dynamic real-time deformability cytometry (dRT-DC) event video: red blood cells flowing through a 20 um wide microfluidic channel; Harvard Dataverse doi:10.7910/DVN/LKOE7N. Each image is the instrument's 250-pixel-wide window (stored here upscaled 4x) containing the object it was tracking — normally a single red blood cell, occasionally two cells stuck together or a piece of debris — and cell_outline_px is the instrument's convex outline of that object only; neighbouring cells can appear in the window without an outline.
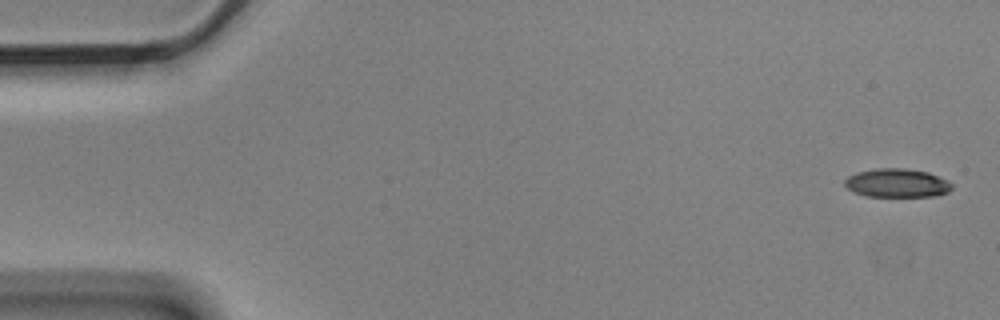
{"species": "Egyptian fruit bat (a non-hibernating species)", "species_latin": "Rousettus aegyptiacus", "temperature_condition": "cold", "stored_images_in_passage": 6, "camera_frame_rate_fps": 3000, "um_per_image_px": 0.085, "animal": {"sex": "male"}, "frame": {"image": 1, "passage_image": 1, "time_ms": 0.0, "image_size_px": [1000, 320], "cell_outline_px": [[952, 188], [948, 192], [936, 196], [868, 196], [852, 192], [844, 184], [844, 180], [848, 176], [856, 172], [876, 168], [904, 168], [928, 172], [948, 180], [952, 184]], "centroid_in_image_um": [76.24, 15.55], "position_along_channel_um": 8.8, "area_um2": 17.98}}
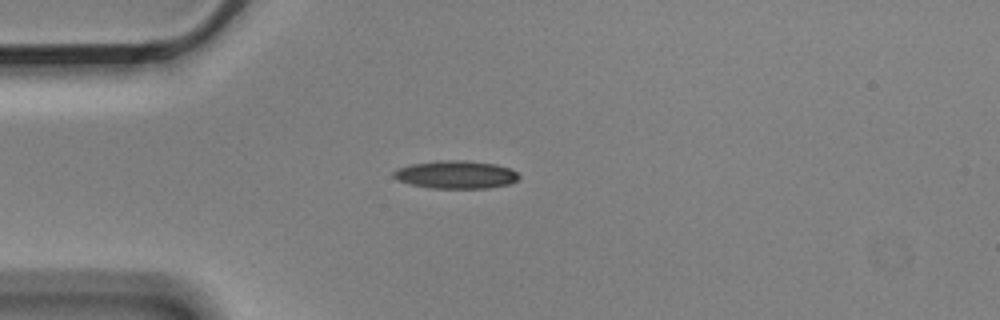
{"frame": {"image": 2, "passage_image": 5, "time_ms": 1.333, "image_size_px": [1000, 320], "cell_outline_px": [[520, 176], [516, 180], [508, 184], [488, 188], [432, 188], [412, 184], [400, 180], [392, 176], [392, 172], [396, 168], [412, 164], [436, 160], [468, 160], [496, 164], [508, 168], [516, 172]], "centroid_in_image_um": [38.74, 14.83], "position_along_channel_um": 46.3, "area_um2": 20.35}}
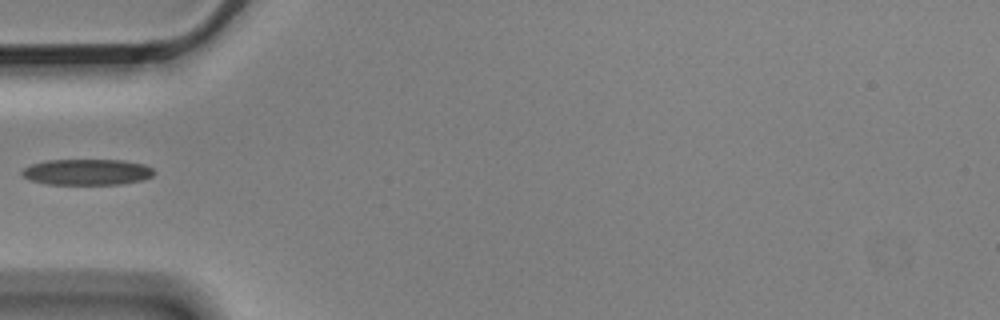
{"frame": {"image": 3, "passage_image": 6, "time_ms": 1.667, "image_size_px": [1000, 320], "cell_outline_px": [[156, 172], [152, 176], [144, 180], [120, 184], [48, 184], [28, 180], [20, 172], [24, 168], [32, 164], [48, 160], [124, 160], [144, 164], [152, 168]], "centroid_in_image_um": [7.42, 14.62], "position_along_channel_um": 77.6, "area_um2": 20.06}}